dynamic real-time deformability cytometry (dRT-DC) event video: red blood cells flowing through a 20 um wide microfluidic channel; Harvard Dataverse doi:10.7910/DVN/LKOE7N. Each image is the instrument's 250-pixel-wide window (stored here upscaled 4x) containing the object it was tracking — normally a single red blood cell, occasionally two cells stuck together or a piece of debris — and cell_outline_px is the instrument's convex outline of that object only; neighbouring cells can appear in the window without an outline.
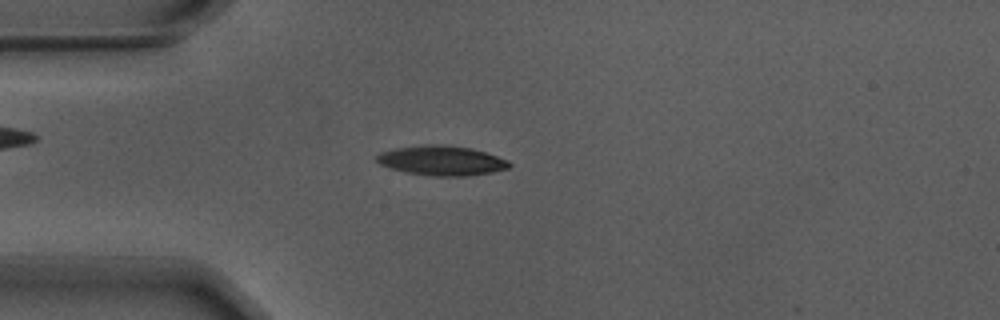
{"species": "Egyptian fruit bat (a non-hibernating species)", "species_latin": "Rousettus aegyptiacus", "temperature_condition": "warm", "stored_images_in_passage": 55, "camera_frame_rate_fps": 3000, "um_per_image_px": 0.085, "animal": {"sex": "male"}, "frame": {"image": 1, "passage_image": 14, "time_ms": 4.333, "image_size_px": [1000, 320], "cell_outline_px": [[512, 164], [508, 168], [492, 172], [468, 176], [428, 176], [404, 172], [380, 164], [376, 160], [376, 156], [380, 152], [396, 148], [432, 144], [436, 144], [468, 148], [484, 152], [508, 160]], "centroid_in_image_um": [37.53, 13.66], "position_along_channel_um": 47.5, "area_um2": 22.72}}
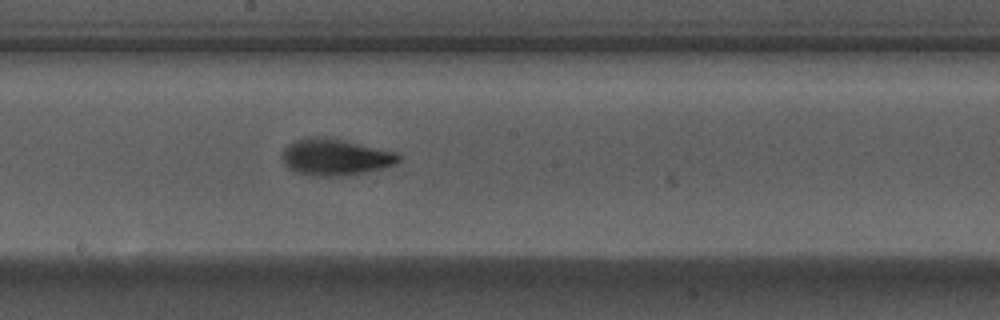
{"frame": {"image": 2, "passage_image": 29, "time_ms": 9.333, "image_size_px": [1000, 320], "cell_outline_px": [[400, 160], [396, 164], [384, 168], [368, 172], [340, 176], [316, 176], [296, 172], [288, 168], [284, 164], [284, 148], [288, 144], [296, 140], [308, 136], [312, 136], [344, 140], [396, 152], [400, 156]], "centroid_in_image_um": [28.52, 13.36], "position_along_channel_um": 219.7, "area_um2": 24.68}}
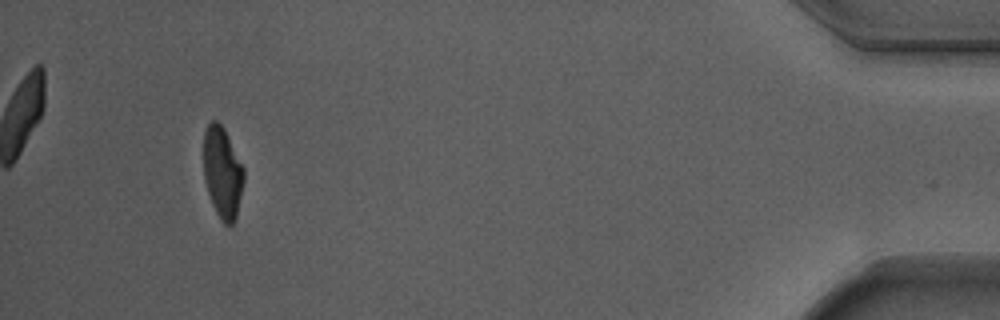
{"frame": {"image": 3, "passage_image": 51, "time_ms": 16.667, "image_size_px": [1000, 320], "cell_outline_px": [[244, 180], [236, 216], [232, 224], [224, 224], [220, 220], [212, 204], [204, 180], [204, 132], [208, 124], [212, 120], [216, 120], [224, 128], [244, 168]], "centroid_in_image_um": [18.9, 14.66], "position_along_channel_um": 416.3, "area_um2": 21.27}, "authors_computed_cell_mechanics": {"area_um2": 22.6576, "velocity_mm_per_s": 3.7173, "shape_relaxation_time_tau1_ms": 3.0582, "shape_relaxation_time_tau2_ms": 1.3498, "deformation_change_tau1": 0.1686, "deformation_change_tau2": 0.0704}}